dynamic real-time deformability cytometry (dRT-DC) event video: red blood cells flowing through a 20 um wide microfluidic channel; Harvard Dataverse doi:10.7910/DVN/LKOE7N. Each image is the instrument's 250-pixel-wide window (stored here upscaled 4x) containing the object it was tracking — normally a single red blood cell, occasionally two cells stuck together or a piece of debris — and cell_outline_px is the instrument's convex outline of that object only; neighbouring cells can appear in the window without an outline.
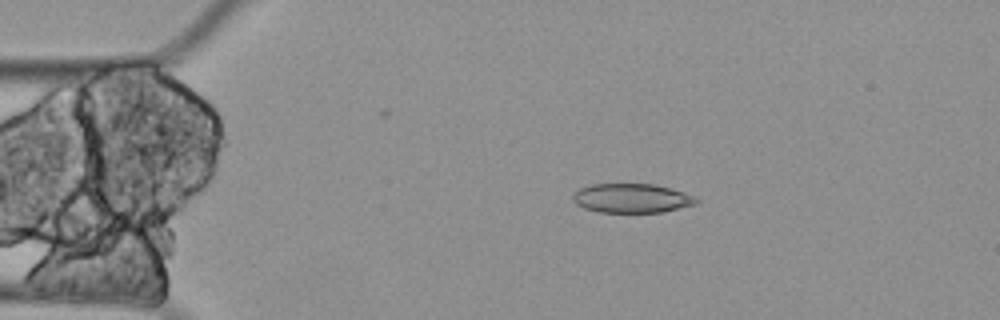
{"species": "Egyptian fruit bat (a non-hibernating species)", "species_latin": "Rousettus aegyptiacus", "temperature_condition": "cold", "stored_images_in_passage": 9, "segment_of_instrument_passage": [1, 2], "camera_frame_rate_fps": 3000, "um_per_image_px": 0.085, "animal": {"sex": "female"}, "frame": {"image": 1, "passage_image": 2, "time_ms": 0.333, "image_size_px": [1000, 320], "cell_outline_px": [[700, 200], [696, 204], [664, 212], [600, 212], [584, 208], [576, 204], [572, 200], [572, 192], [580, 188], [592, 184], [652, 184], [672, 188], [696, 196]], "centroid_in_image_um": [53.71, 16.84], "position_along_channel_um": 31.3, "area_um2": 21.21}}
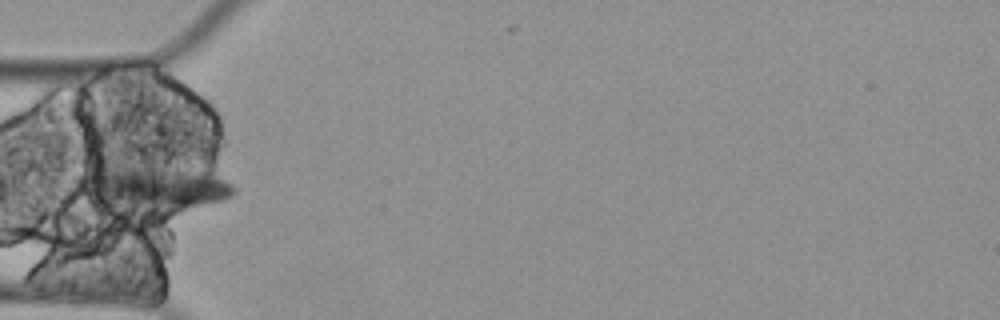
{"frame": {"image": 2, "passage_image": 4, "time_ms": 1.0, "image_size_px": [1000, 320], "cell_outline_px": [[236, 192], [232, 196], [224, 200], [168, 216], [152, 216], [96, 208], [92, 204], [92, 172], [124, 164], [204, 172], [224, 180], [232, 184], [236, 188]], "centroid_in_image_um": [13.27, 16.15], "position_along_channel_um": 71.7, "area_um2": 40.63}}